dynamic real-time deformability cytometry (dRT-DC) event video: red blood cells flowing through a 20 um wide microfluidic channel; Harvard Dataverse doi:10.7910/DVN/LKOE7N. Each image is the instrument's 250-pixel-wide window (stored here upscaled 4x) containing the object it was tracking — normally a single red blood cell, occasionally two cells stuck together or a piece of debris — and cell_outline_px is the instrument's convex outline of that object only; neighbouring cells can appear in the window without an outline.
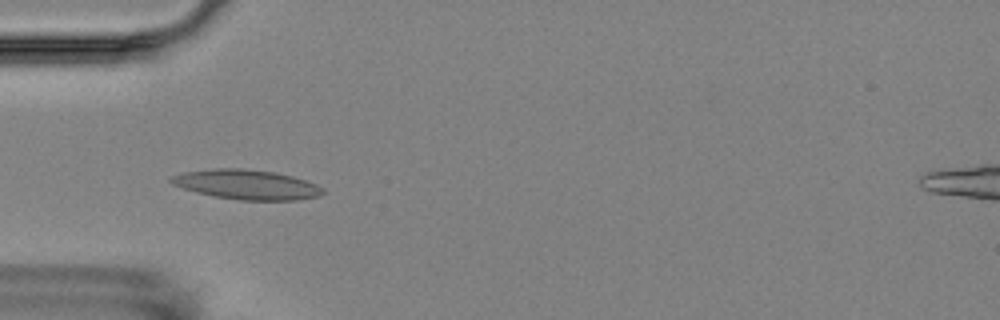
{"species": "Egyptian fruit bat (a non-hibernating species)", "species_latin": "Rousettus aegyptiacus", "temperature_condition": "room temperature", "stored_images_in_passage": 5, "camera_frame_rate_fps": 3000, "um_per_image_px": 0.085, "animal": {"sex": "female"}, "frame": {"image": 1, "passage_image": 4, "time_ms": 3.667, "image_size_px": [1000, 320], "cell_outline_px": [[324, 192], [320, 196], [296, 200], [240, 200], [216, 196], [196, 192], [172, 184], [168, 180], [172, 176], [184, 172], [216, 168], [244, 168], [276, 172], [292, 176], [316, 184], [324, 188]], "centroid_in_image_um": [20.99, 15.68], "position_along_channel_um": 64.0, "area_um2": 26.18}}
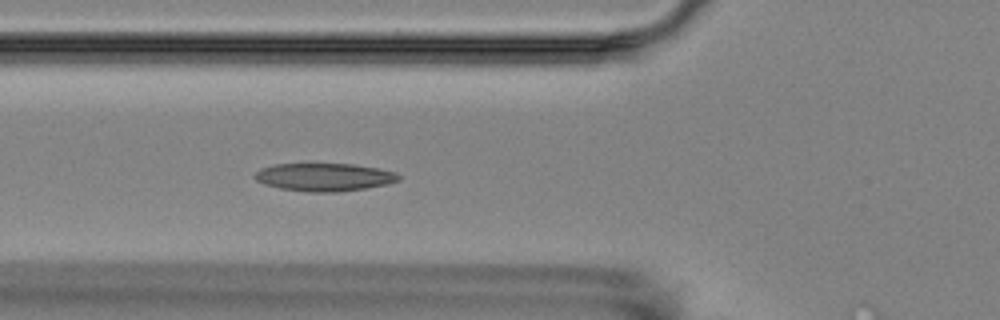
{"frame": {"image": 2, "passage_image": 5, "time_ms": 4.667, "image_size_px": [1000, 320], "cell_outline_px": [[400, 180], [388, 184], [364, 188], [336, 192], [308, 192], [280, 188], [264, 184], [256, 180], [252, 176], [260, 168], [276, 164], [352, 164], [380, 168], [396, 172], [400, 176]], "centroid_in_image_um": [27.57, 15.05], "position_along_channel_um": 98.2, "area_um2": 23.47}}